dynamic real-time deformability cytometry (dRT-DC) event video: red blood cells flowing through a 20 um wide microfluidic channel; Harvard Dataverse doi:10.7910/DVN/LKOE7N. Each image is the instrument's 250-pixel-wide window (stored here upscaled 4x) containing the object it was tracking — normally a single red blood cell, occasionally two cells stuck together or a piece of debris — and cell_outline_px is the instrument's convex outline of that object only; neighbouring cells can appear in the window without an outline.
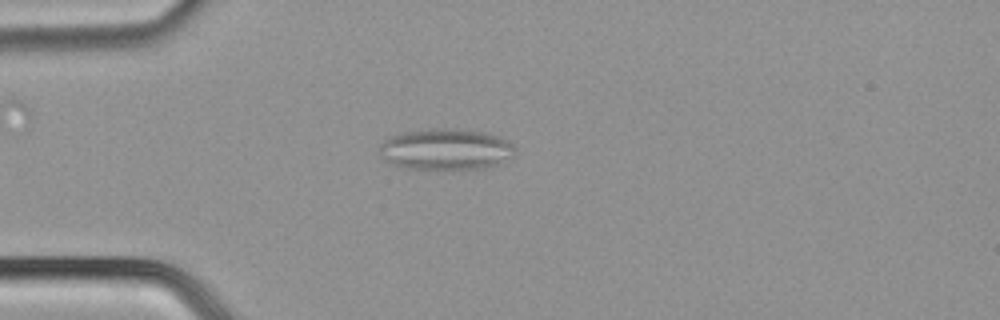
{"species": "common noctule bat (a hibernating species)", "species_latin": "Nyctalus noctula", "temperature_condition": "cold", "stored_images_in_passage": 51, "segment_of_instrument_passage": [1, 2], "camera_frame_rate_fps": 3000, "um_per_image_px": 0.085, "animal": {"sex": "male", "body_mass_g": 21.5, "forearm_length_mm": 52.0}, "frame": {"image": 1, "passage_image": 14, "time_ms": 4.333, "image_size_px": [1000, 320], "cell_outline_px": [[516, 152], [512, 156], [488, 168], [408, 168], [392, 164], [380, 156], [380, 144], [384, 140], [392, 136], [404, 132], [432, 128], [456, 128], [484, 132], [500, 136], [512, 144], [516, 148]], "centroid_in_image_um": [37.91, 12.67], "position_along_channel_um": 47.1, "area_um2": 32.37}}